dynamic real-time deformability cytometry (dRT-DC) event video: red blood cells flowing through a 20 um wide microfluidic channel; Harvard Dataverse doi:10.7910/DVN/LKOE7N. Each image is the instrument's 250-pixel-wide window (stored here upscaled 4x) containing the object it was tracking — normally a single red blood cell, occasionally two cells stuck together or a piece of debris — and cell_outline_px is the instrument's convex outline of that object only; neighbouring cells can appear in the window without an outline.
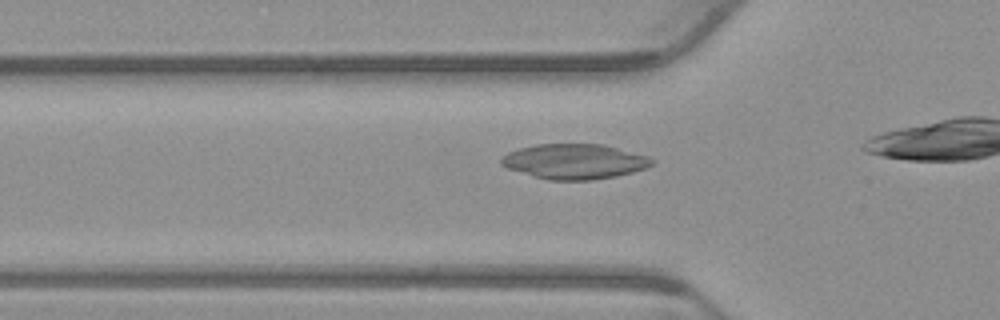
{"species": "common noctule bat (a hibernating species)", "species_latin": "Nyctalus noctula", "temperature_condition": "warm", "stored_images_in_passage": 19, "camera_frame_rate_fps": 3000, "um_per_image_px": 0.085, "animal": {"sex": "male", "body_mass_g": 23.1, "forearm_length_mm": 52.7}, "frame": {"image": 1, "passage_image": 10, "time_ms": 3.0, "image_size_px": [1000, 320], "cell_outline_px": [[656, 160], [652, 164], [644, 168], [632, 172], [616, 176], [592, 180], [548, 180], [508, 168], [500, 164], [500, 160], [508, 152], [520, 148], [536, 144], [604, 144], [648, 156]], "centroid_in_image_um": [48.85, 13.72], "position_along_channel_um": 77.0, "area_um2": 30.63}}
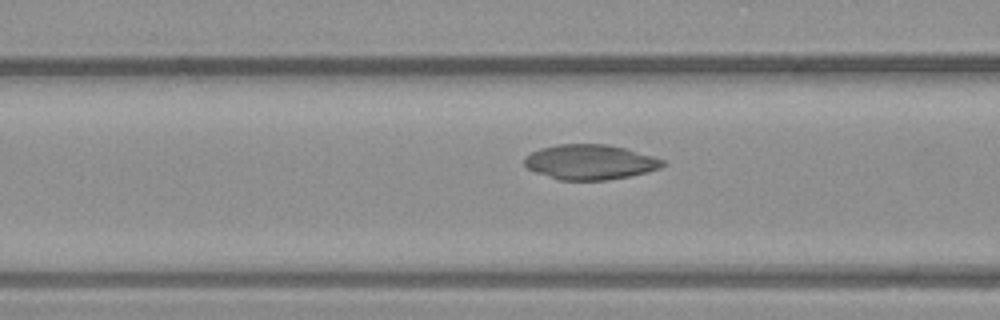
{"frame": {"image": 2, "passage_image": 13, "time_ms": 4.0, "image_size_px": [1000, 320], "cell_outline_px": [[668, 164], [660, 168], [648, 172], [608, 180], [560, 180], [536, 172], [528, 168], [524, 164], [524, 156], [540, 148], [556, 144], [608, 144], [624, 148], [652, 156], [664, 160]], "centroid_in_image_um": [50.16, 13.77], "position_along_channel_um": 116.4, "area_um2": 28.21}}
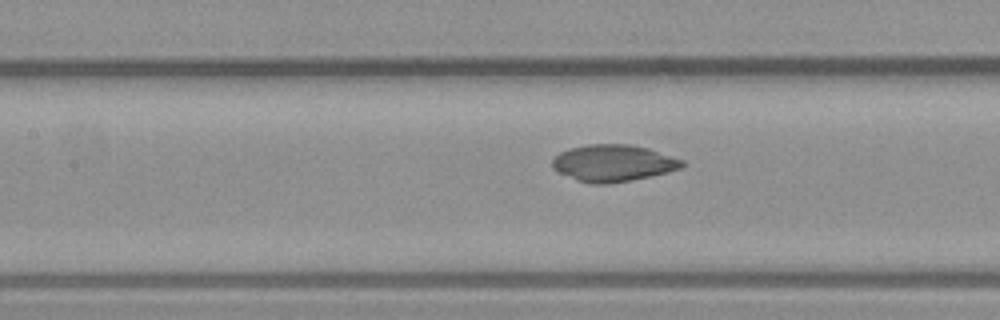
{"frame": {"image": 3, "passage_image": 16, "time_ms": 5.0, "image_size_px": [1000, 320], "cell_outline_px": [[688, 164], [680, 168], [668, 172], [652, 176], [632, 180], [608, 184], [592, 184], [576, 180], [556, 172], [552, 168], [552, 160], [560, 152], [568, 148], [588, 144], [632, 144], [648, 148], [684, 160]], "centroid_in_image_um": [52.12, 13.86], "position_along_channel_um": 155.3, "area_um2": 28.21}}